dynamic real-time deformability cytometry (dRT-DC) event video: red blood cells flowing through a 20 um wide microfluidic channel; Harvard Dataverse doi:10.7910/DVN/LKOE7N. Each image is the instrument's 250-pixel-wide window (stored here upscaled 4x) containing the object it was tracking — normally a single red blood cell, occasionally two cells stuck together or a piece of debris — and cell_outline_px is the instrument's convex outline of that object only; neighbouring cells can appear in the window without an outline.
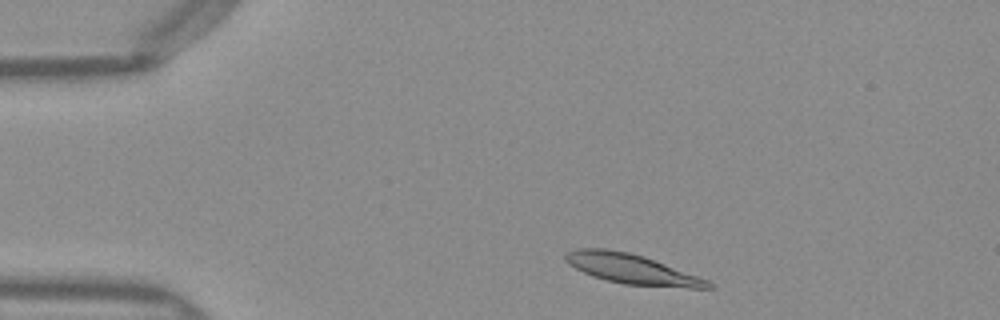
{"species": "Egyptian fruit bat (a non-hibernating species)", "species_latin": "Rousettus aegyptiacus", "temperature_condition": "warm", "stored_images_in_passage": 37, "camera_frame_rate_fps": 3000, "um_per_image_px": 0.085, "frame": {"image": 1, "passage_image": 3, "time_ms": 0.667, "image_size_px": [1000, 320], "cell_outline_px": [[716, 288], [688, 288], [624, 284], [592, 276], [568, 264], [564, 260], [564, 256], [568, 252], [576, 248], [608, 248], [628, 252], [644, 256], [708, 280], [716, 284]], "centroid_in_image_um": [53.72, 22.86], "position_along_channel_um": 31.3, "area_um2": 24.8}}
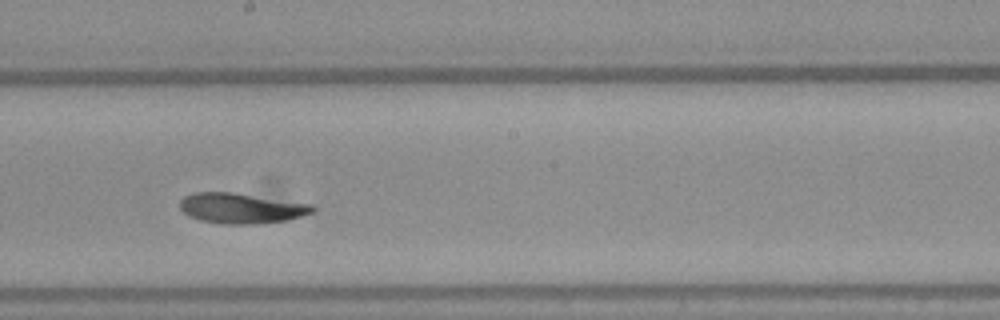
{"frame": {"image": 2, "passage_image": 22, "time_ms": 7.0, "image_size_px": [1000, 320], "cell_outline_px": [[316, 212], [288, 220], [256, 224], [224, 224], [200, 220], [188, 216], [180, 208], [180, 200], [184, 196], [192, 192], [232, 192], [312, 204], [316, 208]], "centroid_in_image_um": [20.52, 17.7], "position_along_channel_um": 227.7, "area_um2": 23.64}}
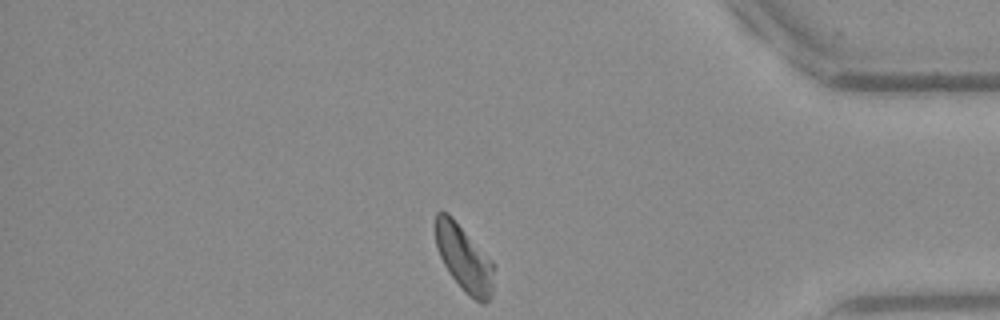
{"frame": {"image": 3, "passage_image": 37, "time_ms": 12.0, "image_size_px": [1000, 320], "cell_outline_px": [[492, 292], [488, 300], [484, 304], [480, 304], [468, 296], [464, 292], [448, 272], [440, 256], [436, 244], [432, 224], [436, 212], [448, 212], [452, 216], [492, 260]], "centroid_in_image_um": [39.38, 21.92], "position_along_channel_um": 395.8, "area_um2": 22.77}, "authors_computed_cell_mechanics": {"area_um2": 23.8136, "velocity_mm_per_s": 3.9617, "shape_relaxation_time_tau1_ms": 9.0693, "shape_relaxation_time_tau2_ms": 4.4912, "deformation_change_tau1": 0.2145, "deformation_change_tau2": 0.1022}}